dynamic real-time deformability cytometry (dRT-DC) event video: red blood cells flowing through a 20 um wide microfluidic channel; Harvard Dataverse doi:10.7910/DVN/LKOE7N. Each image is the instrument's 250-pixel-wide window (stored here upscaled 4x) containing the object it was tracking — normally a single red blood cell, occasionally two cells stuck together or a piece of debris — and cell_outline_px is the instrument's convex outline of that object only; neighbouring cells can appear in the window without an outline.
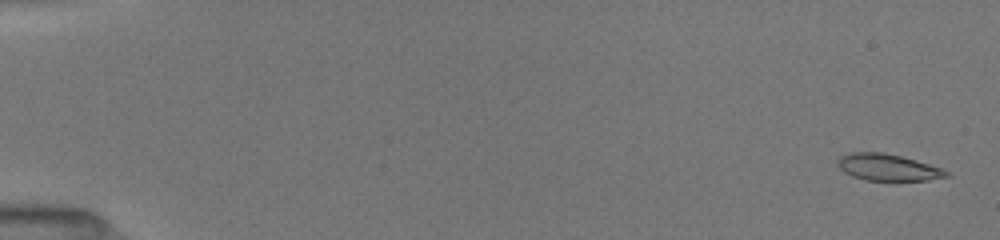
{"species": "common noctule bat (a hibernating species)", "species_latin": "Nyctalus noctula", "temperature_condition": "room temperature", "stored_images_in_passage": 52, "camera_frame_rate_fps": 3000, "um_per_image_px": 0.085, "animal": {"sex": "female", "body_mass_g": 19.5, "forearm_length_mm": 54.1}, "frame": {"image": 1, "passage_image": 2, "time_ms": 0.333, "image_size_px": [1000, 240], "cell_outline_px": [[948, 176], [928, 180], [864, 180], [852, 176], [844, 172], [836, 164], [836, 160], [840, 156], [852, 152], [884, 152], [916, 160], [940, 168], [948, 172]], "centroid_in_image_um": [75.4, 14.22], "position_along_channel_um": 9.6, "area_um2": 16.76}}
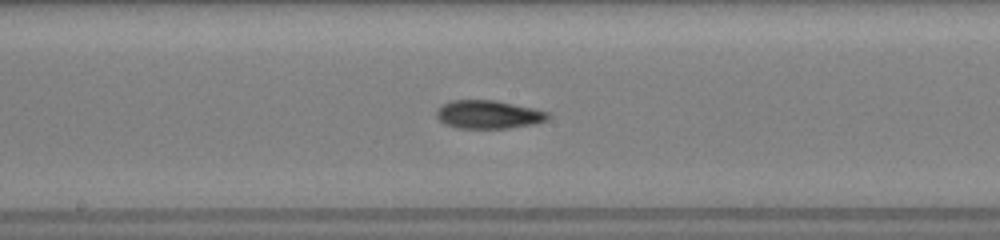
{"frame": {"image": 2, "passage_image": 29, "time_ms": 9.333, "image_size_px": [1000, 240], "cell_outline_px": [[548, 120], [532, 124], [508, 128], [460, 128], [444, 124], [436, 116], [436, 108], [452, 100], [496, 100], [532, 108], [548, 112]], "centroid_in_image_um": [41.48, 9.73], "position_along_channel_um": 206.7, "area_um2": 18.26}}
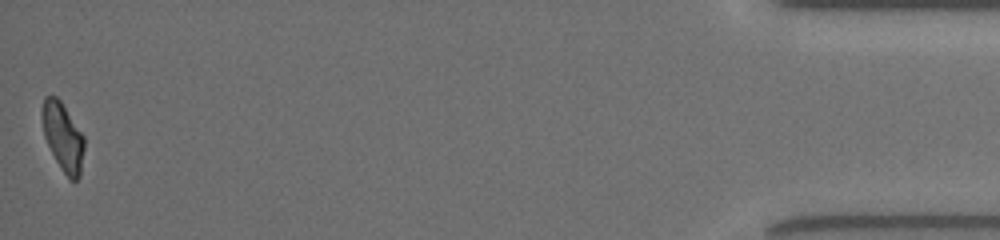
{"frame": {"image": 3, "passage_image": 52, "time_ms": 17.0, "image_size_px": [1000, 240], "cell_outline_px": [[84, 148], [80, 176], [76, 180], [68, 180], [60, 168], [44, 136], [40, 116], [40, 112], [44, 96], [56, 96], [60, 100], [84, 136]], "centroid_in_image_um": [5.33, 11.63], "position_along_channel_um": 429.9, "area_um2": 16.88}, "authors_computed_cell_mechanics": {"area_um2": 17.5134, "velocity_mm_per_s": 4.0186, "shape_relaxation_time_tau1_ms": 5.7082, "shape_relaxation_time_tau2_ms": 3.3396, "deformation_change_tau1": 0.195, "deformation_change_tau2": 0.1002}}